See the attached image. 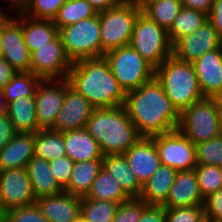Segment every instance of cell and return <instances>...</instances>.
I'll list each match as a JSON object with an SVG mask.
<instances>
[{
	"instance_id": "6da1fadb",
	"label": "cell",
	"mask_w": 222,
	"mask_h": 222,
	"mask_svg": "<svg viewBox=\"0 0 222 222\" xmlns=\"http://www.w3.org/2000/svg\"><path fill=\"white\" fill-rule=\"evenodd\" d=\"M124 106L142 137L167 133L178 127L180 112L155 77L126 93Z\"/></svg>"
},
{
	"instance_id": "7a4b0ae2",
	"label": "cell",
	"mask_w": 222,
	"mask_h": 222,
	"mask_svg": "<svg viewBox=\"0 0 222 222\" xmlns=\"http://www.w3.org/2000/svg\"><path fill=\"white\" fill-rule=\"evenodd\" d=\"M70 87L82 94L94 108L125 104V92L113 76L107 59L83 58L72 63L67 78Z\"/></svg>"
},
{
	"instance_id": "3957f363",
	"label": "cell",
	"mask_w": 222,
	"mask_h": 222,
	"mask_svg": "<svg viewBox=\"0 0 222 222\" xmlns=\"http://www.w3.org/2000/svg\"><path fill=\"white\" fill-rule=\"evenodd\" d=\"M85 128L97 141L104 156L124 154L142 137L124 105L94 108Z\"/></svg>"
},
{
	"instance_id": "277c9868",
	"label": "cell",
	"mask_w": 222,
	"mask_h": 222,
	"mask_svg": "<svg viewBox=\"0 0 222 222\" xmlns=\"http://www.w3.org/2000/svg\"><path fill=\"white\" fill-rule=\"evenodd\" d=\"M154 77L179 112L205 98L193 64L178 60L173 55L155 69Z\"/></svg>"
},
{
	"instance_id": "5b68a950",
	"label": "cell",
	"mask_w": 222,
	"mask_h": 222,
	"mask_svg": "<svg viewBox=\"0 0 222 222\" xmlns=\"http://www.w3.org/2000/svg\"><path fill=\"white\" fill-rule=\"evenodd\" d=\"M141 12L132 0H123L113 8L98 12L102 57L111 50L129 45L135 21Z\"/></svg>"
},
{
	"instance_id": "8992f818",
	"label": "cell",
	"mask_w": 222,
	"mask_h": 222,
	"mask_svg": "<svg viewBox=\"0 0 222 222\" xmlns=\"http://www.w3.org/2000/svg\"><path fill=\"white\" fill-rule=\"evenodd\" d=\"M177 129L194 145L220 136L221 116L215 102L205 97L183 109Z\"/></svg>"
},
{
	"instance_id": "52a82bcc",
	"label": "cell",
	"mask_w": 222,
	"mask_h": 222,
	"mask_svg": "<svg viewBox=\"0 0 222 222\" xmlns=\"http://www.w3.org/2000/svg\"><path fill=\"white\" fill-rule=\"evenodd\" d=\"M59 36L64 51L72 63L83 58L102 57L98 13L93 17L59 29Z\"/></svg>"
},
{
	"instance_id": "ba28073f",
	"label": "cell",
	"mask_w": 222,
	"mask_h": 222,
	"mask_svg": "<svg viewBox=\"0 0 222 222\" xmlns=\"http://www.w3.org/2000/svg\"><path fill=\"white\" fill-rule=\"evenodd\" d=\"M104 57L125 94L154 78L155 68L130 45L111 50Z\"/></svg>"
},
{
	"instance_id": "9c48e42d",
	"label": "cell",
	"mask_w": 222,
	"mask_h": 222,
	"mask_svg": "<svg viewBox=\"0 0 222 222\" xmlns=\"http://www.w3.org/2000/svg\"><path fill=\"white\" fill-rule=\"evenodd\" d=\"M129 45L155 69L172 55L167 31L142 12L135 21Z\"/></svg>"
},
{
	"instance_id": "30bf717a",
	"label": "cell",
	"mask_w": 222,
	"mask_h": 222,
	"mask_svg": "<svg viewBox=\"0 0 222 222\" xmlns=\"http://www.w3.org/2000/svg\"><path fill=\"white\" fill-rule=\"evenodd\" d=\"M161 164L176 171L190 170L197 166L195 145L178 129L151 136Z\"/></svg>"
},
{
	"instance_id": "8fae6325",
	"label": "cell",
	"mask_w": 222,
	"mask_h": 222,
	"mask_svg": "<svg viewBox=\"0 0 222 222\" xmlns=\"http://www.w3.org/2000/svg\"><path fill=\"white\" fill-rule=\"evenodd\" d=\"M71 66L59 35L31 53L30 72L41 80L66 79Z\"/></svg>"
},
{
	"instance_id": "7c38bea8",
	"label": "cell",
	"mask_w": 222,
	"mask_h": 222,
	"mask_svg": "<svg viewBox=\"0 0 222 222\" xmlns=\"http://www.w3.org/2000/svg\"><path fill=\"white\" fill-rule=\"evenodd\" d=\"M67 79L41 80L35 91L38 128L51 129L66 95Z\"/></svg>"
},
{
	"instance_id": "4fadbf2b",
	"label": "cell",
	"mask_w": 222,
	"mask_h": 222,
	"mask_svg": "<svg viewBox=\"0 0 222 222\" xmlns=\"http://www.w3.org/2000/svg\"><path fill=\"white\" fill-rule=\"evenodd\" d=\"M3 58L16 71H30L31 53L22 33V15L2 16Z\"/></svg>"
},
{
	"instance_id": "5bb4252c",
	"label": "cell",
	"mask_w": 222,
	"mask_h": 222,
	"mask_svg": "<svg viewBox=\"0 0 222 222\" xmlns=\"http://www.w3.org/2000/svg\"><path fill=\"white\" fill-rule=\"evenodd\" d=\"M222 40L209 20L194 33L178 39L172 45V55L178 60L193 63L206 52L219 48Z\"/></svg>"
},
{
	"instance_id": "9a60e30c",
	"label": "cell",
	"mask_w": 222,
	"mask_h": 222,
	"mask_svg": "<svg viewBox=\"0 0 222 222\" xmlns=\"http://www.w3.org/2000/svg\"><path fill=\"white\" fill-rule=\"evenodd\" d=\"M0 200L7 210L36 203L26 168L0 171Z\"/></svg>"
},
{
	"instance_id": "2e32d148",
	"label": "cell",
	"mask_w": 222,
	"mask_h": 222,
	"mask_svg": "<svg viewBox=\"0 0 222 222\" xmlns=\"http://www.w3.org/2000/svg\"><path fill=\"white\" fill-rule=\"evenodd\" d=\"M93 110L94 107L89 101L68 84L66 86L63 106L51 129L63 133L65 131L85 128Z\"/></svg>"
},
{
	"instance_id": "e0dca14e",
	"label": "cell",
	"mask_w": 222,
	"mask_h": 222,
	"mask_svg": "<svg viewBox=\"0 0 222 222\" xmlns=\"http://www.w3.org/2000/svg\"><path fill=\"white\" fill-rule=\"evenodd\" d=\"M132 172L144 184L162 165L151 137H141L124 154Z\"/></svg>"
},
{
	"instance_id": "ac0fdd59",
	"label": "cell",
	"mask_w": 222,
	"mask_h": 222,
	"mask_svg": "<svg viewBox=\"0 0 222 222\" xmlns=\"http://www.w3.org/2000/svg\"><path fill=\"white\" fill-rule=\"evenodd\" d=\"M49 222H78L81 219V197L61 191L36 200Z\"/></svg>"
},
{
	"instance_id": "d6986e66",
	"label": "cell",
	"mask_w": 222,
	"mask_h": 222,
	"mask_svg": "<svg viewBox=\"0 0 222 222\" xmlns=\"http://www.w3.org/2000/svg\"><path fill=\"white\" fill-rule=\"evenodd\" d=\"M192 64L204 97L211 98L222 91V45L206 52Z\"/></svg>"
},
{
	"instance_id": "ffe728a7",
	"label": "cell",
	"mask_w": 222,
	"mask_h": 222,
	"mask_svg": "<svg viewBox=\"0 0 222 222\" xmlns=\"http://www.w3.org/2000/svg\"><path fill=\"white\" fill-rule=\"evenodd\" d=\"M194 169L177 171L164 208H181L204 205Z\"/></svg>"
},
{
	"instance_id": "44dd1931",
	"label": "cell",
	"mask_w": 222,
	"mask_h": 222,
	"mask_svg": "<svg viewBox=\"0 0 222 222\" xmlns=\"http://www.w3.org/2000/svg\"><path fill=\"white\" fill-rule=\"evenodd\" d=\"M34 155V133H17L0 150V171L26 168Z\"/></svg>"
},
{
	"instance_id": "7402d4cb",
	"label": "cell",
	"mask_w": 222,
	"mask_h": 222,
	"mask_svg": "<svg viewBox=\"0 0 222 222\" xmlns=\"http://www.w3.org/2000/svg\"><path fill=\"white\" fill-rule=\"evenodd\" d=\"M63 134L66 155L73 162L103 159L99 144L86 128L65 131Z\"/></svg>"
},
{
	"instance_id": "603a6c76",
	"label": "cell",
	"mask_w": 222,
	"mask_h": 222,
	"mask_svg": "<svg viewBox=\"0 0 222 222\" xmlns=\"http://www.w3.org/2000/svg\"><path fill=\"white\" fill-rule=\"evenodd\" d=\"M177 171L167 165H161L143 184L140 198L148 205H163L170 193Z\"/></svg>"
},
{
	"instance_id": "cb8c5ba5",
	"label": "cell",
	"mask_w": 222,
	"mask_h": 222,
	"mask_svg": "<svg viewBox=\"0 0 222 222\" xmlns=\"http://www.w3.org/2000/svg\"><path fill=\"white\" fill-rule=\"evenodd\" d=\"M26 170L36 200L63 191L50 171L48 160L34 155L29 160Z\"/></svg>"
},
{
	"instance_id": "d4e9b609",
	"label": "cell",
	"mask_w": 222,
	"mask_h": 222,
	"mask_svg": "<svg viewBox=\"0 0 222 222\" xmlns=\"http://www.w3.org/2000/svg\"><path fill=\"white\" fill-rule=\"evenodd\" d=\"M103 167L117 180L129 197H140L143 184L132 172L123 154L105 155Z\"/></svg>"
},
{
	"instance_id": "484cf974",
	"label": "cell",
	"mask_w": 222,
	"mask_h": 222,
	"mask_svg": "<svg viewBox=\"0 0 222 222\" xmlns=\"http://www.w3.org/2000/svg\"><path fill=\"white\" fill-rule=\"evenodd\" d=\"M7 115L18 133H36L40 130L36 118L35 96L19 97L9 102Z\"/></svg>"
},
{
	"instance_id": "4316f807",
	"label": "cell",
	"mask_w": 222,
	"mask_h": 222,
	"mask_svg": "<svg viewBox=\"0 0 222 222\" xmlns=\"http://www.w3.org/2000/svg\"><path fill=\"white\" fill-rule=\"evenodd\" d=\"M22 33L30 53L47 45L59 35L53 20L33 19L22 15Z\"/></svg>"
},
{
	"instance_id": "83f0119b",
	"label": "cell",
	"mask_w": 222,
	"mask_h": 222,
	"mask_svg": "<svg viewBox=\"0 0 222 222\" xmlns=\"http://www.w3.org/2000/svg\"><path fill=\"white\" fill-rule=\"evenodd\" d=\"M102 167L103 159L74 162L70 180L63 190L75 196H86Z\"/></svg>"
},
{
	"instance_id": "f1b7e54d",
	"label": "cell",
	"mask_w": 222,
	"mask_h": 222,
	"mask_svg": "<svg viewBox=\"0 0 222 222\" xmlns=\"http://www.w3.org/2000/svg\"><path fill=\"white\" fill-rule=\"evenodd\" d=\"M81 198H92L95 200H107L122 203L130 197L124 192L120 184L112 175L102 167L92 182L91 189L88 194Z\"/></svg>"
},
{
	"instance_id": "f546056e",
	"label": "cell",
	"mask_w": 222,
	"mask_h": 222,
	"mask_svg": "<svg viewBox=\"0 0 222 222\" xmlns=\"http://www.w3.org/2000/svg\"><path fill=\"white\" fill-rule=\"evenodd\" d=\"M34 150L37 157L52 161L66 156L64 134L52 129H41L34 133Z\"/></svg>"
},
{
	"instance_id": "4dcf8cb0",
	"label": "cell",
	"mask_w": 222,
	"mask_h": 222,
	"mask_svg": "<svg viewBox=\"0 0 222 222\" xmlns=\"http://www.w3.org/2000/svg\"><path fill=\"white\" fill-rule=\"evenodd\" d=\"M206 20L208 15L204 12L182 7L167 31L171 45L178 39L194 33Z\"/></svg>"
},
{
	"instance_id": "1f68e13d",
	"label": "cell",
	"mask_w": 222,
	"mask_h": 222,
	"mask_svg": "<svg viewBox=\"0 0 222 222\" xmlns=\"http://www.w3.org/2000/svg\"><path fill=\"white\" fill-rule=\"evenodd\" d=\"M97 11L86 0H67L53 19L58 29L93 17Z\"/></svg>"
},
{
	"instance_id": "d6a6232c",
	"label": "cell",
	"mask_w": 222,
	"mask_h": 222,
	"mask_svg": "<svg viewBox=\"0 0 222 222\" xmlns=\"http://www.w3.org/2000/svg\"><path fill=\"white\" fill-rule=\"evenodd\" d=\"M41 79L30 71H17L13 78L5 85L3 92L6 103L19 98L35 96V91Z\"/></svg>"
},
{
	"instance_id": "836d02e7",
	"label": "cell",
	"mask_w": 222,
	"mask_h": 222,
	"mask_svg": "<svg viewBox=\"0 0 222 222\" xmlns=\"http://www.w3.org/2000/svg\"><path fill=\"white\" fill-rule=\"evenodd\" d=\"M181 8L180 0H158L147 5L142 13L168 31Z\"/></svg>"
},
{
	"instance_id": "e575fe53",
	"label": "cell",
	"mask_w": 222,
	"mask_h": 222,
	"mask_svg": "<svg viewBox=\"0 0 222 222\" xmlns=\"http://www.w3.org/2000/svg\"><path fill=\"white\" fill-rule=\"evenodd\" d=\"M119 203L81 198V219L86 222H112Z\"/></svg>"
},
{
	"instance_id": "d590c367",
	"label": "cell",
	"mask_w": 222,
	"mask_h": 222,
	"mask_svg": "<svg viewBox=\"0 0 222 222\" xmlns=\"http://www.w3.org/2000/svg\"><path fill=\"white\" fill-rule=\"evenodd\" d=\"M194 170L204 199L222 189V175L218 165H197Z\"/></svg>"
},
{
	"instance_id": "8d00e7d4",
	"label": "cell",
	"mask_w": 222,
	"mask_h": 222,
	"mask_svg": "<svg viewBox=\"0 0 222 222\" xmlns=\"http://www.w3.org/2000/svg\"><path fill=\"white\" fill-rule=\"evenodd\" d=\"M196 147L197 165L222 164V134L211 140L201 142Z\"/></svg>"
},
{
	"instance_id": "74e56055",
	"label": "cell",
	"mask_w": 222,
	"mask_h": 222,
	"mask_svg": "<svg viewBox=\"0 0 222 222\" xmlns=\"http://www.w3.org/2000/svg\"><path fill=\"white\" fill-rule=\"evenodd\" d=\"M147 206L140 197H130L118 205L112 222H139Z\"/></svg>"
},
{
	"instance_id": "f35d334b",
	"label": "cell",
	"mask_w": 222,
	"mask_h": 222,
	"mask_svg": "<svg viewBox=\"0 0 222 222\" xmlns=\"http://www.w3.org/2000/svg\"><path fill=\"white\" fill-rule=\"evenodd\" d=\"M67 0H30L25 15L33 19L53 20Z\"/></svg>"
},
{
	"instance_id": "ab89813d",
	"label": "cell",
	"mask_w": 222,
	"mask_h": 222,
	"mask_svg": "<svg viewBox=\"0 0 222 222\" xmlns=\"http://www.w3.org/2000/svg\"><path fill=\"white\" fill-rule=\"evenodd\" d=\"M205 218L204 205L165 208V222H202Z\"/></svg>"
},
{
	"instance_id": "60d3db41",
	"label": "cell",
	"mask_w": 222,
	"mask_h": 222,
	"mask_svg": "<svg viewBox=\"0 0 222 222\" xmlns=\"http://www.w3.org/2000/svg\"><path fill=\"white\" fill-rule=\"evenodd\" d=\"M7 220L10 222H49L36 203L7 210Z\"/></svg>"
},
{
	"instance_id": "b9f144b4",
	"label": "cell",
	"mask_w": 222,
	"mask_h": 222,
	"mask_svg": "<svg viewBox=\"0 0 222 222\" xmlns=\"http://www.w3.org/2000/svg\"><path fill=\"white\" fill-rule=\"evenodd\" d=\"M50 171L58 185L64 189L70 180L74 162L66 155L49 161Z\"/></svg>"
},
{
	"instance_id": "7bdbcfd3",
	"label": "cell",
	"mask_w": 222,
	"mask_h": 222,
	"mask_svg": "<svg viewBox=\"0 0 222 222\" xmlns=\"http://www.w3.org/2000/svg\"><path fill=\"white\" fill-rule=\"evenodd\" d=\"M205 217L222 222V189L204 200Z\"/></svg>"
},
{
	"instance_id": "ee69618b",
	"label": "cell",
	"mask_w": 222,
	"mask_h": 222,
	"mask_svg": "<svg viewBox=\"0 0 222 222\" xmlns=\"http://www.w3.org/2000/svg\"><path fill=\"white\" fill-rule=\"evenodd\" d=\"M139 222H165V208L163 205H148L140 217Z\"/></svg>"
},
{
	"instance_id": "f6af8a7d",
	"label": "cell",
	"mask_w": 222,
	"mask_h": 222,
	"mask_svg": "<svg viewBox=\"0 0 222 222\" xmlns=\"http://www.w3.org/2000/svg\"><path fill=\"white\" fill-rule=\"evenodd\" d=\"M18 132L15 130L8 115L0 117V150L9 142Z\"/></svg>"
},
{
	"instance_id": "bcb514c9",
	"label": "cell",
	"mask_w": 222,
	"mask_h": 222,
	"mask_svg": "<svg viewBox=\"0 0 222 222\" xmlns=\"http://www.w3.org/2000/svg\"><path fill=\"white\" fill-rule=\"evenodd\" d=\"M208 20L212 23L222 40V0H214Z\"/></svg>"
},
{
	"instance_id": "7dc6e473",
	"label": "cell",
	"mask_w": 222,
	"mask_h": 222,
	"mask_svg": "<svg viewBox=\"0 0 222 222\" xmlns=\"http://www.w3.org/2000/svg\"><path fill=\"white\" fill-rule=\"evenodd\" d=\"M182 7L198 10L209 15L214 0H180Z\"/></svg>"
},
{
	"instance_id": "c3c4849f",
	"label": "cell",
	"mask_w": 222,
	"mask_h": 222,
	"mask_svg": "<svg viewBox=\"0 0 222 222\" xmlns=\"http://www.w3.org/2000/svg\"><path fill=\"white\" fill-rule=\"evenodd\" d=\"M16 73L17 71L4 58H0V90H3Z\"/></svg>"
},
{
	"instance_id": "681fc988",
	"label": "cell",
	"mask_w": 222,
	"mask_h": 222,
	"mask_svg": "<svg viewBox=\"0 0 222 222\" xmlns=\"http://www.w3.org/2000/svg\"><path fill=\"white\" fill-rule=\"evenodd\" d=\"M96 11L101 12L119 5L123 0H86Z\"/></svg>"
},
{
	"instance_id": "f907efd6",
	"label": "cell",
	"mask_w": 222,
	"mask_h": 222,
	"mask_svg": "<svg viewBox=\"0 0 222 222\" xmlns=\"http://www.w3.org/2000/svg\"><path fill=\"white\" fill-rule=\"evenodd\" d=\"M10 9L13 8L16 16L25 15L30 4V0H10Z\"/></svg>"
},
{
	"instance_id": "816d5d0a",
	"label": "cell",
	"mask_w": 222,
	"mask_h": 222,
	"mask_svg": "<svg viewBox=\"0 0 222 222\" xmlns=\"http://www.w3.org/2000/svg\"><path fill=\"white\" fill-rule=\"evenodd\" d=\"M211 99L215 102V105L220 113V116H222V91L217 92L214 94Z\"/></svg>"
},
{
	"instance_id": "f5cc1de1",
	"label": "cell",
	"mask_w": 222,
	"mask_h": 222,
	"mask_svg": "<svg viewBox=\"0 0 222 222\" xmlns=\"http://www.w3.org/2000/svg\"><path fill=\"white\" fill-rule=\"evenodd\" d=\"M7 115V103L3 90H0V117Z\"/></svg>"
},
{
	"instance_id": "db71d44e",
	"label": "cell",
	"mask_w": 222,
	"mask_h": 222,
	"mask_svg": "<svg viewBox=\"0 0 222 222\" xmlns=\"http://www.w3.org/2000/svg\"><path fill=\"white\" fill-rule=\"evenodd\" d=\"M141 10H143L147 5L151 4L152 2L158 0H132Z\"/></svg>"
},
{
	"instance_id": "11a10c76",
	"label": "cell",
	"mask_w": 222,
	"mask_h": 222,
	"mask_svg": "<svg viewBox=\"0 0 222 222\" xmlns=\"http://www.w3.org/2000/svg\"><path fill=\"white\" fill-rule=\"evenodd\" d=\"M6 219H7V209L0 200V222H3Z\"/></svg>"
},
{
	"instance_id": "9f6ffc18",
	"label": "cell",
	"mask_w": 222,
	"mask_h": 222,
	"mask_svg": "<svg viewBox=\"0 0 222 222\" xmlns=\"http://www.w3.org/2000/svg\"><path fill=\"white\" fill-rule=\"evenodd\" d=\"M0 58H3V51H2V16H0Z\"/></svg>"
},
{
	"instance_id": "6f0895ef",
	"label": "cell",
	"mask_w": 222,
	"mask_h": 222,
	"mask_svg": "<svg viewBox=\"0 0 222 222\" xmlns=\"http://www.w3.org/2000/svg\"><path fill=\"white\" fill-rule=\"evenodd\" d=\"M0 16H8L7 12H3L1 9H0Z\"/></svg>"
},
{
	"instance_id": "680465c9",
	"label": "cell",
	"mask_w": 222,
	"mask_h": 222,
	"mask_svg": "<svg viewBox=\"0 0 222 222\" xmlns=\"http://www.w3.org/2000/svg\"><path fill=\"white\" fill-rule=\"evenodd\" d=\"M202 222H209V218H205Z\"/></svg>"
},
{
	"instance_id": "91938a15",
	"label": "cell",
	"mask_w": 222,
	"mask_h": 222,
	"mask_svg": "<svg viewBox=\"0 0 222 222\" xmlns=\"http://www.w3.org/2000/svg\"><path fill=\"white\" fill-rule=\"evenodd\" d=\"M220 171H221V175H222V164L219 165Z\"/></svg>"
},
{
	"instance_id": "94428289",
	"label": "cell",
	"mask_w": 222,
	"mask_h": 222,
	"mask_svg": "<svg viewBox=\"0 0 222 222\" xmlns=\"http://www.w3.org/2000/svg\"><path fill=\"white\" fill-rule=\"evenodd\" d=\"M209 222H219V221H215L213 219H209Z\"/></svg>"
},
{
	"instance_id": "6125c7cd",
	"label": "cell",
	"mask_w": 222,
	"mask_h": 222,
	"mask_svg": "<svg viewBox=\"0 0 222 222\" xmlns=\"http://www.w3.org/2000/svg\"><path fill=\"white\" fill-rule=\"evenodd\" d=\"M78 222H86V221H84L83 219H80Z\"/></svg>"
}]
</instances>
